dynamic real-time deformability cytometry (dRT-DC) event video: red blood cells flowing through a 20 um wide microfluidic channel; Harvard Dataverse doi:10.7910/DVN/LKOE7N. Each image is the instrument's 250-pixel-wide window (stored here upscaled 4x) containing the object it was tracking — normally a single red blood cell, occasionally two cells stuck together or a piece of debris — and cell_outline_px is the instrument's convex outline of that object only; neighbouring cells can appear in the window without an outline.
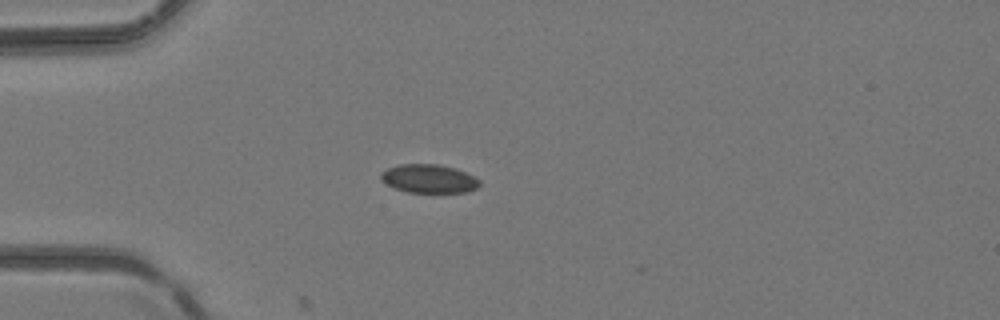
{"species": "common noctule bat (a hibernating species)", "species_latin": "Nyctalus noctula", "temperature_condition": "room temperature", "stored_images_in_passage": 3, "camera_frame_rate_fps": 3000, "um_per_image_px": 0.085, "animal": {"sex": "female", "body_mass_g": 24.6, "forearm_length_mm": 56.2}, "frame": {"image": 1, "passage_image": 2, "time_ms": 0.333, "image_size_px": [1000, 320], "cell_outline_px": [[480, 184], [476, 188], [468, 192], [408, 192], [396, 188], [388, 184], [380, 176], [380, 172], [388, 168], [400, 164], [436, 164], [456, 168], [480, 180]], "centroid_in_image_um": [36.47, 15.18], "position_along_channel_um": 48.5, "area_um2": 16.18}}